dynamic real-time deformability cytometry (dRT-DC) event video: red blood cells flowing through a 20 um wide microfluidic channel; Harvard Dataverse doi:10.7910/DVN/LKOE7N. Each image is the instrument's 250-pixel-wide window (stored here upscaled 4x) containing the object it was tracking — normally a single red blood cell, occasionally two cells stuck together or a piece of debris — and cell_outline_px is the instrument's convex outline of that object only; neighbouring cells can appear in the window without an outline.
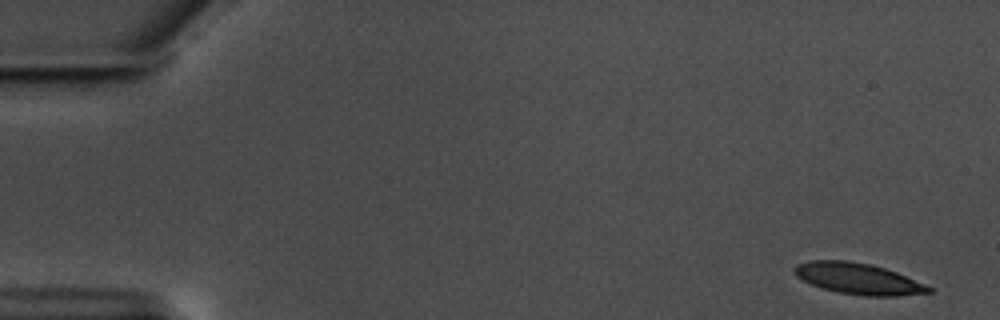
{"species": "common noctule bat (a hibernating species)", "species_latin": "Nyctalus noctula", "temperature_condition": "warm", "stored_images_in_passage": 29, "camera_frame_rate_fps": 3000, "um_per_image_px": 0.085, "animal": {"sex": "male", "body_mass_g": 17.5, "forearm_length_mm": 52.3}, "frame": {"image": 1, "passage_image": 1, "time_ms": 0.0, "image_size_px": [1000, 320], "cell_outline_px": [[936, 288], [932, 292], [896, 296], [864, 296], [836, 292], [820, 288], [796, 276], [792, 272], [792, 268], [796, 264], [808, 260], [848, 260], [872, 264], [896, 272]], "centroid_in_image_um": [72.94, 23.68], "position_along_channel_um": 12.1, "area_um2": 24.74}}
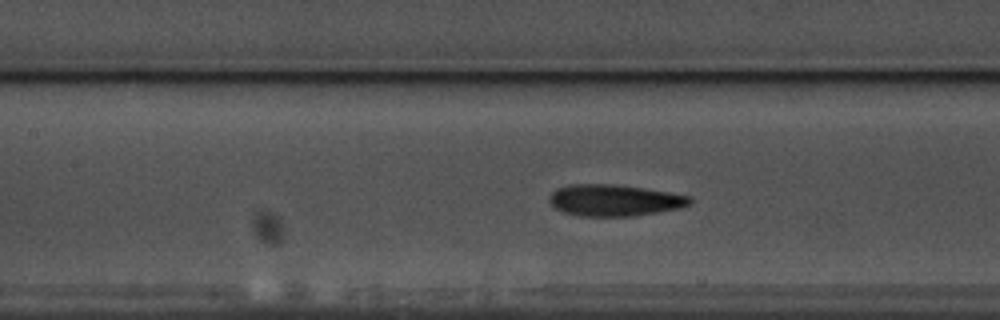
{"frame": {"image": 2, "passage_image": 25, "time_ms": 8.0, "image_size_px": [1000, 320], "cell_outline_px": [[692, 204], [680, 208], [632, 216], [580, 216], [564, 212], [556, 208], [548, 200], [552, 192], [556, 188], [568, 184], [612, 184], [644, 188], [692, 196]], "centroid_in_image_um": [52.23, 17.02], "position_along_channel_um": 155.2, "area_um2": 25.84}}
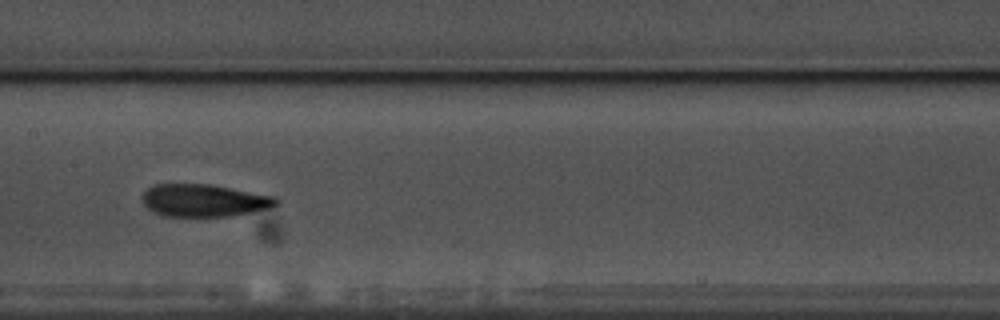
{"frame": {"image": 3, "passage_image": 28, "time_ms": 9.0, "image_size_px": [1000, 320], "cell_outline_px": [[280, 204], [272, 208], [232, 216], [164, 216], [152, 212], [144, 204], [140, 196], [152, 184], [212, 184], [276, 196], [280, 200]], "centroid_in_image_um": [17.38, 17.03], "position_along_channel_um": 190.0, "area_um2": 25.84}}